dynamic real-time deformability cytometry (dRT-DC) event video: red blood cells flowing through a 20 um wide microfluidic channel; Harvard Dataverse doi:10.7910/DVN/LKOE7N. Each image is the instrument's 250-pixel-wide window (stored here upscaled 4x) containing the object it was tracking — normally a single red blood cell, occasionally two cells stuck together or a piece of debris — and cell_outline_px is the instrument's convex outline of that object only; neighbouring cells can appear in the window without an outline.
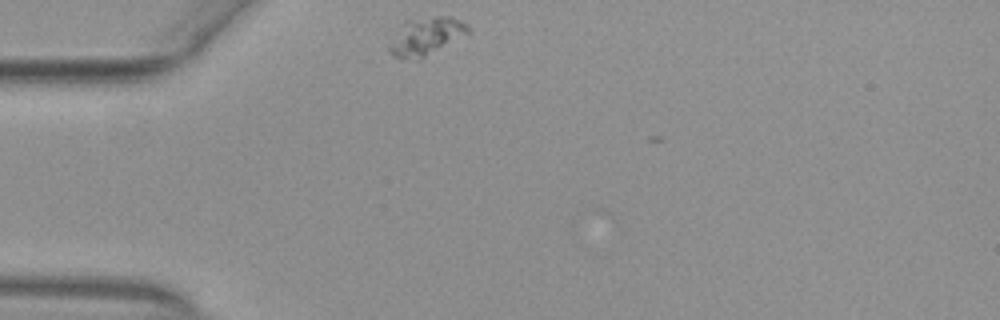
{"species": "common noctule bat (a hibernating species)", "species_latin": "Nyctalus noctula", "temperature_condition": "warm", "stored_images_in_passage": 4, "camera_frame_rate_fps": 3000, "um_per_image_px": 0.085, "animal": {"sex": "female", "body_mass_g": 29.2, "forearm_length_mm": 56.3}, "frame": {"image": 1, "passage_image": 1, "time_ms": 0.0, "image_size_px": [1000, 320], "cell_outline_px": [[472, 32], [420, 60], [396, 56], [388, 52], [388, 44], [404, 24], [408, 20], [436, 16], [452, 16], [468, 24]], "centroid_in_image_um": [36.29, 3.09], "position_along_channel_um": 48.7, "area_um2": 17.28}}